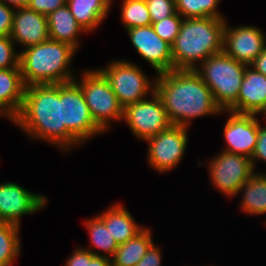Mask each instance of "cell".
Instances as JSON below:
<instances>
[{
    "instance_id": "obj_1",
    "label": "cell",
    "mask_w": 266,
    "mask_h": 266,
    "mask_svg": "<svg viewBox=\"0 0 266 266\" xmlns=\"http://www.w3.org/2000/svg\"><path fill=\"white\" fill-rule=\"evenodd\" d=\"M11 122L30 140L52 144L66 155L83 146L62 124V83L26 86L22 108Z\"/></svg>"
},
{
    "instance_id": "obj_2",
    "label": "cell",
    "mask_w": 266,
    "mask_h": 266,
    "mask_svg": "<svg viewBox=\"0 0 266 266\" xmlns=\"http://www.w3.org/2000/svg\"><path fill=\"white\" fill-rule=\"evenodd\" d=\"M156 76L155 92L172 125L190 128L194 119L227 114L195 70L174 69Z\"/></svg>"
},
{
    "instance_id": "obj_3",
    "label": "cell",
    "mask_w": 266,
    "mask_h": 266,
    "mask_svg": "<svg viewBox=\"0 0 266 266\" xmlns=\"http://www.w3.org/2000/svg\"><path fill=\"white\" fill-rule=\"evenodd\" d=\"M226 19L184 18L171 45L174 69L195 70L209 56L223 52Z\"/></svg>"
},
{
    "instance_id": "obj_4",
    "label": "cell",
    "mask_w": 266,
    "mask_h": 266,
    "mask_svg": "<svg viewBox=\"0 0 266 266\" xmlns=\"http://www.w3.org/2000/svg\"><path fill=\"white\" fill-rule=\"evenodd\" d=\"M76 52L71 45L52 39L20 50L19 66L25 86L74 81L76 72L71 63Z\"/></svg>"
},
{
    "instance_id": "obj_5",
    "label": "cell",
    "mask_w": 266,
    "mask_h": 266,
    "mask_svg": "<svg viewBox=\"0 0 266 266\" xmlns=\"http://www.w3.org/2000/svg\"><path fill=\"white\" fill-rule=\"evenodd\" d=\"M246 66L221 52L209 56L195 71L210 88L216 104L227 110L237 100Z\"/></svg>"
},
{
    "instance_id": "obj_6",
    "label": "cell",
    "mask_w": 266,
    "mask_h": 266,
    "mask_svg": "<svg viewBox=\"0 0 266 266\" xmlns=\"http://www.w3.org/2000/svg\"><path fill=\"white\" fill-rule=\"evenodd\" d=\"M74 81L83 92L93 120L104 133L109 132L114 122H122L124 107L97 69H84Z\"/></svg>"
},
{
    "instance_id": "obj_7",
    "label": "cell",
    "mask_w": 266,
    "mask_h": 266,
    "mask_svg": "<svg viewBox=\"0 0 266 266\" xmlns=\"http://www.w3.org/2000/svg\"><path fill=\"white\" fill-rule=\"evenodd\" d=\"M96 69L108 81L123 107L144 100L155 92L157 76L150 78L135 62L114 59L107 66Z\"/></svg>"
},
{
    "instance_id": "obj_8",
    "label": "cell",
    "mask_w": 266,
    "mask_h": 266,
    "mask_svg": "<svg viewBox=\"0 0 266 266\" xmlns=\"http://www.w3.org/2000/svg\"><path fill=\"white\" fill-rule=\"evenodd\" d=\"M186 128L179 125H171L154 137L145 141L147 143L146 160L150 168L158 174H166L180 165L184 158L189 134Z\"/></svg>"
},
{
    "instance_id": "obj_9",
    "label": "cell",
    "mask_w": 266,
    "mask_h": 266,
    "mask_svg": "<svg viewBox=\"0 0 266 266\" xmlns=\"http://www.w3.org/2000/svg\"><path fill=\"white\" fill-rule=\"evenodd\" d=\"M206 163L210 183L226 198H234L240 187L254 173L251 159L248 156L221 150Z\"/></svg>"
},
{
    "instance_id": "obj_10",
    "label": "cell",
    "mask_w": 266,
    "mask_h": 266,
    "mask_svg": "<svg viewBox=\"0 0 266 266\" xmlns=\"http://www.w3.org/2000/svg\"><path fill=\"white\" fill-rule=\"evenodd\" d=\"M62 124L82 144L105 134L93 120L83 92L75 81L62 83Z\"/></svg>"
},
{
    "instance_id": "obj_11",
    "label": "cell",
    "mask_w": 266,
    "mask_h": 266,
    "mask_svg": "<svg viewBox=\"0 0 266 266\" xmlns=\"http://www.w3.org/2000/svg\"><path fill=\"white\" fill-rule=\"evenodd\" d=\"M123 121L134 138L143 142L172 125L156 92L144 100L124 107Z\"/></svg>"
},
{
    "instance_id": "obj_12",
    "label": "cell",
    "mask_w": 266,
    "mask_h": 266,
    "mask_svg": "<svg viewBox=\"0 0 266 266\" xmlns=\"http://www.w3.org/2000/svg\"><path fill=\"white\" fill-rule=\"evenodd\" d=\"M48 198L13 181L0 183V220L21 227L22 217L42 211Z\"/></svg>"
},
{
    "instance_id": "obj_13",
    "label": "cell",
    "mask_w": 266,
    "mask_h": 266,
    "mask_svg": "<svg viewBox=\"0 0 266 266\" xmlns=\"http://www.w3.org/2000/svg\"><path fill=\"white\" fill-rule=\"evenodd\" d=\"M229 26L226 20L223 31V52L239 62L250 65L266 47L265 32L253 24Z\"/></svg>"
},
{
    "instance_id": "obj_14",
    "label": "cell",
    "mask_w": 266,
    "mask_h": 266,
    "mask_svg": "<svg viewBox=\"0 0 266 266\" xmlns=\"http://www.w3.org/2000/svg\"><path fill=\"white\" fill-rule=\"evenodd\" d=\"M138 53L156 74L174 70L171 45L162 40L152 25L125 30Z\"/></svg>"
},
{
    "instance_id": "obj_15",
    "label": "cell",
    "mask_w": 266,
    "mask_h": 266,
    "mask_svg": "<svg viewBox=\"0 0 266 266\" xmlns=\"http://www.w3.org/2000/svg\"><path fill=\"white\" fill-rule=\"evenodd\" d=\"M223 151L248 156L250 159L258 140L259 117L255 114H240L226 110Z\"/></svg>"
},
{
    "instance_id": "obj_16",
    "label": "cell",
    "mask_w": 266,
    "mask_h": 266,
    "mask_svg": "<svg viewBox=\"0 0 266 266\" xmlns=\"http://www.w3.org/2000/svg\"><path fill=\"white\" fill-rule=\"evenodd\" d=\"M10 37L22 49L49 40L47 16L28 7L16 9Z\"/></svg>"
},
{
    "instance_id": "obj_17",
    "label": "cell",
    "mask_w": 266,
    "mask_h": 266,
    "mask_svg": "<svg viewBox=\"0 0 266 266\" xmlns=\"http://www.w3.org/2000/svg\"><path fill=\"white\" fill-rule=\"evenodd\" d=\"M266 109V76L246 66L237 100L227 109L240 114L261 115Z\"/></svg>"
},
{
    "instance_id": "obj_18",
    "label": "cell",
    "mask_w": 266,
    "mask_h": 266,
    "mask_svg": "<svg viewBox=\"0 0 266 266\" xmlns=\"http://www.w3.org/2000/svg\"><path fill=\"white\" fill-rule=\"evenodd\" d=\"M25 87L20 68L0 69V117L9 122L19 114Z\"/></svg>"
},
{
    "instance_id": "obj_19",
    "label": "cell",
    "mask_w": 266,
    "mask_h": 266,
    "mask_svg": "<svg viewBox=\"0 0 266 266\" xmlns=\"http://www.w3.org/2000/svg\"><path fill=\"white\" fill-rule=\"evenodd\" d=\"M118 245L126 243L141 232L145 226L136 222L131 212L120 202H115L97 214Z\"/></svg>"
},
{
    "instance_id": "obj_20",
    "label": "cell",
    "mask_w": 266,
    "mask_h": 266,
    "mask_svg": "<svg viewBox=\"0 0 266 266\" xmlns=\"http://www.w3.org/2000/svg\"><path fill=\"white\" fill-rule=\"evenodd\" d=\"M49 37L54 41L67 43L79 50L80 35L87 32L76 21L75 17L65 4L47 16Z\"/></svg>"
},
{
    "instance_id": "obj_21",
    "label": "cell",
    "mask_w": 266,
    "mask_h": 266,
    "mask_svg": "<svg viewBox=\"0 0 266 266\" xmlns=\"http://www.w3.org/2000/svg\"><path fill=\"white\" fill-rule=\"evenodd\" d=\"M114 0H66L76 21L87 33H92L107 19Z\"/></svg>"
},
{
    "instance_id": "obj_22",
    "label": "cell",
    "mask_w": 266,
    "mask_h": 266,
    "mask_svg": "<svg viewBox=\"0 0 266 266\" xmlns=\"http://www.w3.org/2000/svg\"><path fill=\"white\" fill-rule=\"evenodd\" d=\"M239 193H241L240 211L250 216L266 214V171L254 172L240 187L237 195Z\"/></svg>"
},
{
    "instance_id": "obj_23",
    "label": "cell",
    "mask_w": 266,
    "mask_h": 266,
    "mask_svg": "<svg viewBox=\"0 0 266 266\" xmlns=\"http://www.w3.org/2000/svg\"><path fill=\"white\" fill-rule=\"evenodd\" d=\"M151 229L146 226L134 238L120 244L112 259V266H136L154 242Z\"/></svg>"
},
{
    "instance_id": "obj_24",
    "label": "cell",
    "mask_w": 266,
    "mask_h": 266,
    "mask_svg": "<svg viewBox=\"0 0 266 266\" xmlns=\"http://www.w3.org/2000/svg\"><path fill=\"white\" fill-rule=\"evenodd\" d=\"M84 221L83 224L89 234L90 245L83 248L89 250L95 256L112 258L119 245L106 228L104 221L98 215H94L92 218L85 219Z\"/></svg>"
},
{
    "instance_id": "obj_25",
    "label": "cell",
    "mask_w": 266,
    "mask_h": 266,
    "mask_svg": "<svg viewBox=\"0 0 266 266\" xmlns=\"http://www.w3.org/2000/svg\"><path fill=\"white\" fill-rule=\"evenodd\" d=\"M21 227L0 220V266H14L21 255Z\"/></svg>"
},
{
    "instance_id": "obj_26",
    "label": "cell",
    "mask_w": 266,
    "mask_h": 266,
    "mask_svg": "<svg viewBox=\"0 0 266 266\" xmlns=\"http://www.w3.org/2000/svg\"><path fill=\"white\" fill-rule=\"evenodd\" d=\"M176 10L183 18L214 17L226 19L218 7L222 0H175Z\"/></svg>"
},
{
    "instance_id": "obj_27",
    "label": "cell",
    "mask_w": 266,
    "mask_h": 266,
    "mask_svg": "<svg viewBox=\"0 0 266 266\" xmlns=\"http://www.w3.org/2000/svg\"><path fill=\"white\" fill-rule=\"evenodd\" d=\"M120 9V19L125 30L152 24L145 0H121Z\"/></svg>"
},
{
    "instance_id": "obj_28",
    "label": "cell",
    "mask_w": 266,
    "mask_h": 266,
    "mask_svg": "<svg viewBox=\"0 0 266 266\" xmlns=\"http://www.w3.org/2000/svg\"><path fill=\"white\" fill-rule=\"evenodd\" d=\"M183 19L179 13H176L151 25L162 40L172 45L180 32Z\"/></svg>"
},
{
    "instance_id": "obj_29",
    "label": "cell",
    "mask_w": 266,
    "mask_h": 266,
    "mask_svg": "<svg viewBox=\"0 0 266 266\" xmlns=\"http://www.w3.org/2000/svg\"><path fill=\"white\" fill-rule=\"evenodd\" d=\"M10 36H0V69L20 68V52Z\"/></svg>"
},
{
    "instance_id": "obj_30",
    "label": "cell",
    "mask_w": 266,
    "mask_h": 266,
    "mask_svg": "<svg viewBox=\"0 0 266 266\" xmlns=\"http://www.w3.org/2000/svg\"><path fill=\"white\" fill-rule=\"evenodd\" d=\"M145 2L152 23L159 22L177 13L175 0H145Z\"/></svg>"
},
{
    "instance_id": "obj_31",
    "label": "cell",
    "mask_w": 266,
    "mask_h": 266,
    "mask_svg": "<svg viewBox=\"0 0 266 266\" xmlns=\"http://www.w3.org/2000/svg\"><path fill=\"white\" fill-rule=\"evenodd\" d=\"M262 120L259 119V130H258V140L255 146L254 152L251 157V164L254 169V172H258L256 170V162H265L266 163V123L261 125Z\"/></svg>"
},
{
    "instance_id": "obj_32",
    "label": "cell",
    "mask_w": 266,
    "mask_h": 266,
    "mask_svg": "<svg viewBox=\"0 0 266 266\" xmlns=\"http://www.w3.org/2000/svg\"><path fill=\"white\" fill-rule=\"evenodd\" d=\"M66 0H29L28 8L40 14L48 16L58 8L63 7Z\"/></svg>"
},
{
    "instance_id": "obj_33",
    "label": "cell",
    "mask_w": 266,
    "mask_h": 266,
    "mask_svg": "<svg viewBox=\"0 0 266 266\" xmlns=\"http://www.w3.org/2000/svg\"><path fill=\"white\" fill-rule=\"evenodd\" d=\"M94 257V254L82 246L75 247L72 253L65 260V264L63 266H89V262Z\"/></svg>"
},
{
    "instance_id": "obj_34",
    "label": "cell",
    "mask_w": 266,
    "mask_h": 266,
    "mask_svg": "<svg viewBox=\"0 0 266 266\" xmlns=\"http://www.w3.org/2000/svg\"><path fill=\"white\" fill-rule=\"evenodd\" d=\"M15 10L0 2V36H11Z\"/></svg>"
},
{
    "instance_id": "obj_35",
    "label": "cell",
    "mask_w": 266,
    "mask_h": 266,
    "mask_svg": "<svg viewBox=\"0 0 266 266\" xmlns=\"http://www.w3.org/2000/svg\"><path fill=\"white\" fill-rule=\"evenodd\" d=\"M162 248L153 242L136 266H162Z\"/></svg>"
},
{
    "instance_id": "obj_36",
    "label": "cell",
    "mask_w": 266,
    "mask_h": 266,
    "mask_svg": "<svg viewBox=\"0 0 266 266\" xmlns=\"http://www.w3.org/2000/svg\"><path fill=\"white\" fill-rule=\"evenodd\" d=\"M250 66L266 76V47L257 56V58L250 64Z\"/></svg>"
},
{
    "instance_id": "obj_37",
    "label": "cell",
    "mask_w": 266,
    "mask_h": 266,
    "mask_svg": "<svg viewBox=\"0 0 266 266\" xmlns=\"http://www.w3.org/2000/svg\"><path fill=\"white\" fill-rule=\"evenodd\" d=\"M89 266H112V259L105 256H95L89 262Z\"/></svg>"
},
{
    "instance_id": "obj_38",
    "label": "cell",
    "mask_w": 266,
    "mask_h": 266,
    "mask_svg": "<svg viewBox=\"0 0 266 266\" xmlns=\"http://www.w3.org/2000/svg\"><path fill=\"white\" fill-rule=\"evenodd\" d=\"M0 2L14 9H18V8L27 7L29 0H0Z\"/></svg>"
},
{
    "instance_id": "obj_39",
    "label": "cell",
    "mask_w": 266,
    "mask_h": 266,
    "mask_svg": "<svg viewBox=\"0 0 266 266\" xmlns=\"http://www.w3.org/2000/svg\"><path fill=\"white\" fill-rule=\"evenodd\" d=\"M261 115H262L263 120L265 121L266 120V109L262 112Z\"/></svg>"
}]
</instances>
